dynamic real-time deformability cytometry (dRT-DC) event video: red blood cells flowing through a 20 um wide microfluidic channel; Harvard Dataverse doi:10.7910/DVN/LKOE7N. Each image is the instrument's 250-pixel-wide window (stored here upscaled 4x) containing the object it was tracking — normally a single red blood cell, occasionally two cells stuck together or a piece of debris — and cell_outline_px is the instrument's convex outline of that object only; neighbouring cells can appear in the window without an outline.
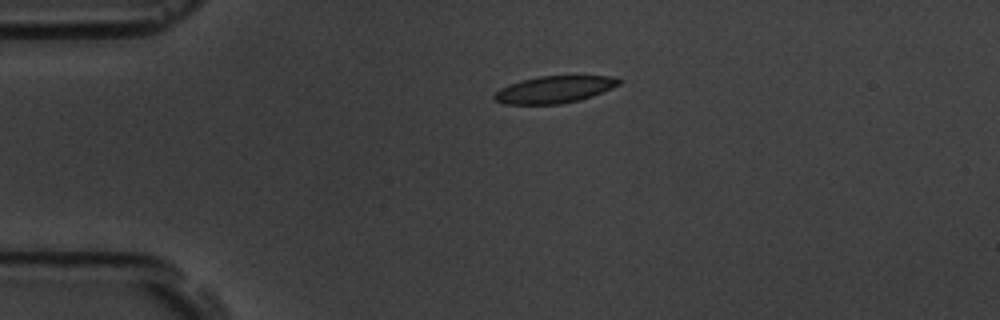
{"species": "common noctule bat (a hibernating species)", "species_latin": "Nyctalus noctula", "temperature_condition": "room temperature", "stored_images_in_passage": 2, "camera_frame_rate_fps": 3000, "um_per_image_px": 0.085, "animal": {"sex": "male", "body_mass_g": 19.5, "forearm_length_mm": 54.6}, "frame": {"image": 1, "passage_image": 1, "time_ms": 0.0, "image_size_px": [1000, 320], "cell_outline_px": [[624, 80], [620, 84], [612, 88], [592, 96], [580, 100], [560, 104], [504, 104], [496, 100], [492, 96], [500, 88], [508, 84], [520, 80], [540, 76], [612, 76]], "centroid_in_image_um": [47.13, 7.6], "position_along_channel_um": 37.9, "area_um2": 19.71}}